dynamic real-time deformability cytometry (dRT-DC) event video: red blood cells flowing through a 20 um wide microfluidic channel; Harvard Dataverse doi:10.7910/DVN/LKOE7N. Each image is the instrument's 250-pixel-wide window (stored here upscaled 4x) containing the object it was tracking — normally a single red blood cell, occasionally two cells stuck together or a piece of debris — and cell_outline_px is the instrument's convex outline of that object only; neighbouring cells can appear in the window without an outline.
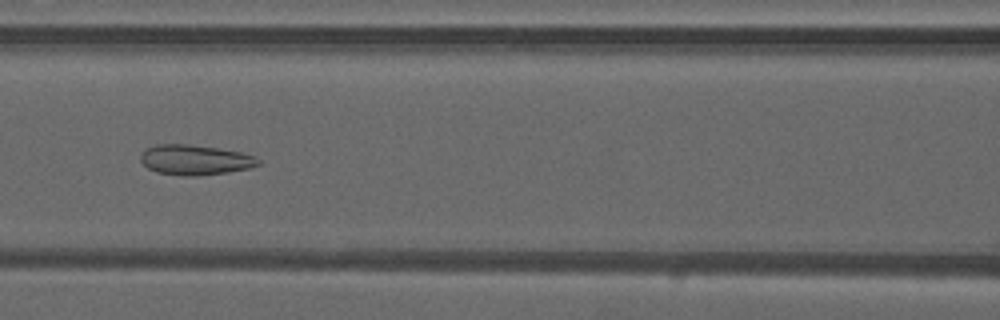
{"species": "common noctule bat (a hibernating species)", "species_latin": "Nyctalus noctula", "temperature_condition": "warm", "stored_images_in_passage": 38, "camera_frame_rate_fps": 3000, "um_per_image_px": 0.085, "animal": {"sex": "male", "forearm_length_mm": 52.5}, "frame": {"image": 1, "passage_image": 11, "time_ms": 3.333, "image_size_px": [1000, 320], "cell_outline_px": [[260, 164], [248, 168], [228, 172], [196, 176], [184, 176], [156, 172], [148, 168], [140, 160], [140, 156], [148, 148], [156, 144], [188, 144], [216, 148], [240, 152], [256, 156], [260, 160]], "centroid_in_image_um": [16.59, 13.59], "position_along_channel_um": 150.0, "area_um2": 20.52}}
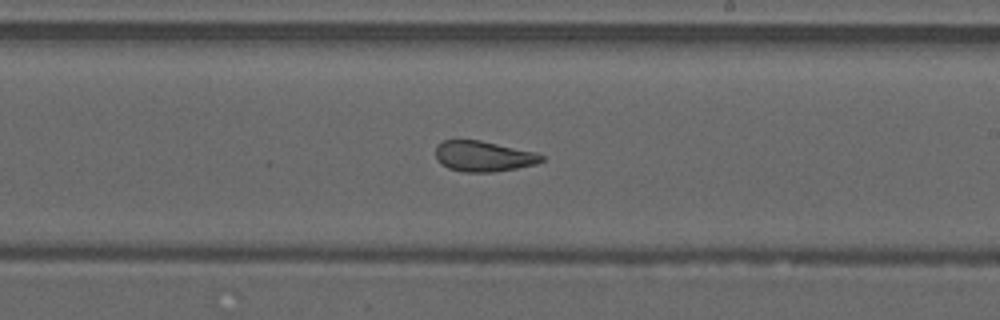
{"frame": {"image": 2, "passage_image": 18, "time_ms": 5.667, "image_size_px": [1000, 320], "cell_outline_px": [[544, 160], [536, 164], [516, 168], [492, 172], [464, 172], [448, 168], [436, 160], [436, 144], [444, 140], [480, 140], [536, 152], [544, 156]], "centroid_in_image_um": [41.08, 13.28], "position_along_channel_um": 247.9, "area_um2": 18.9}}
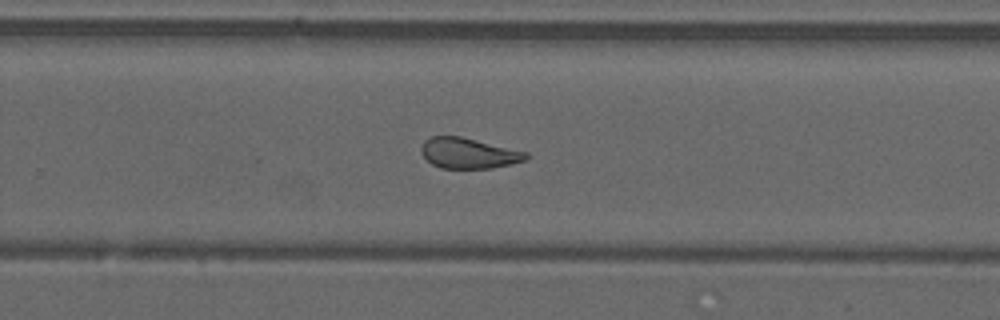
{"frame": {"image": 3, "passage_image": 21, "time_ms": 6.667, "image_size_px": [1000, 320], "cell_outline_px": [[528, 156], [524, 160], [492, 168], [440, 168], [432, 164], [420, 152], [420, 148], [424, 140], [432, 136], [460, 136], [528, 152]], "centroid_in_image_um": [39.79, 13.01], "position_along_channel_um": 290.0, "area_um2": 18.5}, "authors_computed_cell_mechanics": {"area_um2": 20.3456, "velocity_mm_per_s": 4.2259, "shape_relaxation_time_tau1_ms": null, "shape_relaxation_time_tau2_ms": 1.5353, "deformation_change_tau1": null, "deformation_change_tau2": 0.0971}}